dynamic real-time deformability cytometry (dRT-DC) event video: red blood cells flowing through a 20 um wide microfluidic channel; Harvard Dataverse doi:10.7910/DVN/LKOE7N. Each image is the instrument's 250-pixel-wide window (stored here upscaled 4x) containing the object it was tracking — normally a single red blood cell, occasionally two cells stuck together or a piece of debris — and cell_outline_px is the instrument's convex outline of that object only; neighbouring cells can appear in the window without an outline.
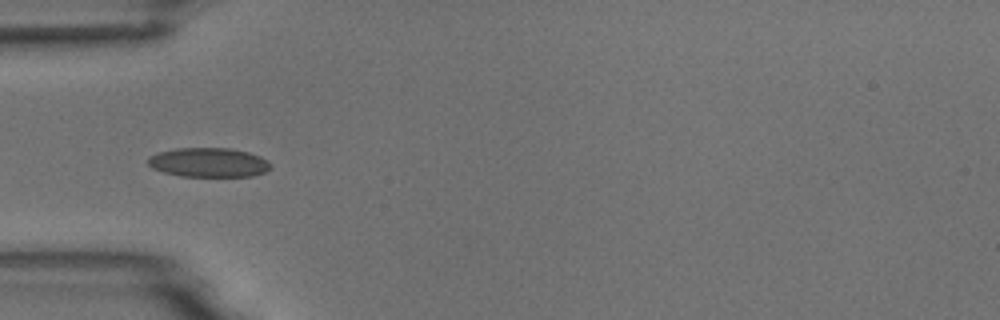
{"species": "common noctule bat (a hibernating species)", "species_latin": "Nyctalus noctula", "temperature_condition": "room temperature", "stored_images_in_passage": 7, "camera_frame_rate_fps": 3000, "um_per_image_px": 0.085, "animal": {"sex": "male", "body_mass_g": 18.8}, "frame": {"image": 1, "passage_image": 5, "time_ms": 4.667, "image_size_px": [1000, 320], "cell_outline_px": [[272, 168], [264, 172], [252, 176], [180, 176], [164, 172], [152, 168], [148, 164], [148, 156], [160, 152], [176, 148], [232, 148], [248, 152], [260, 156], [268, 160], [272, 164]], "centroid_in_image_um": [17.76, 13.8], "position_along_channel_um": 67.2, "area_um2": 21.04}}